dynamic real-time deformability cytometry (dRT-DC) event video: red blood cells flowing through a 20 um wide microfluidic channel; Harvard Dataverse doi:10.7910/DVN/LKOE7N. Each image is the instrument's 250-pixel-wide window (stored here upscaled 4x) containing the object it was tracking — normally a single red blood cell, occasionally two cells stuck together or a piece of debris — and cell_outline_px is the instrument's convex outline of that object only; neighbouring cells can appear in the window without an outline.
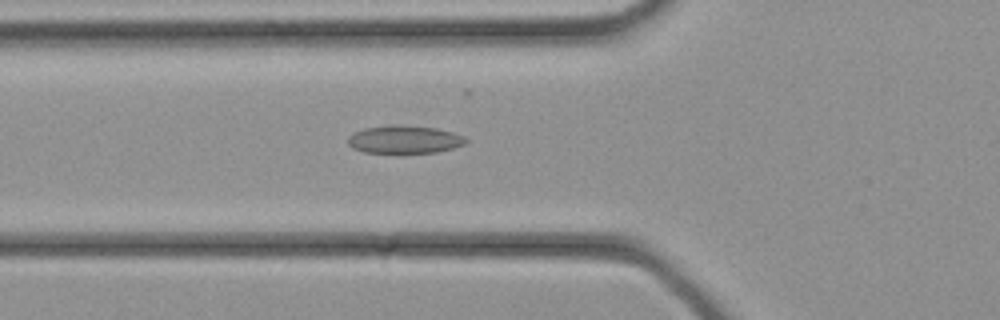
{"species": "common noctule bat (a hibernating species)", "species_latin": "Nyctalus noctula", "temperature_condition": "cold", "stored_images_in_passage": 34, "camera_frame_rate_fps": 3000, "um_per_image_px": 0.085, "animal": {"sex": "female", "body_mass_g": 21.9}, "frame": {"image": 1, "passage_image": 12, "time_ms": 3.667, "image_size_px": [1000, 320], "cell_outline_px": [[468, 140], [464, 144], [452, 148], [436, 152], [364, 152], [352, 148], [348, 144], [348, 136], [364, 128], [388, 124], [396, 124], [436, 128], [452, 132], [464, 136]], "centroid_in_image_um": [34.36, 11.83], "position_along_channel_um": 91.4, "area_um2": 19.07}}
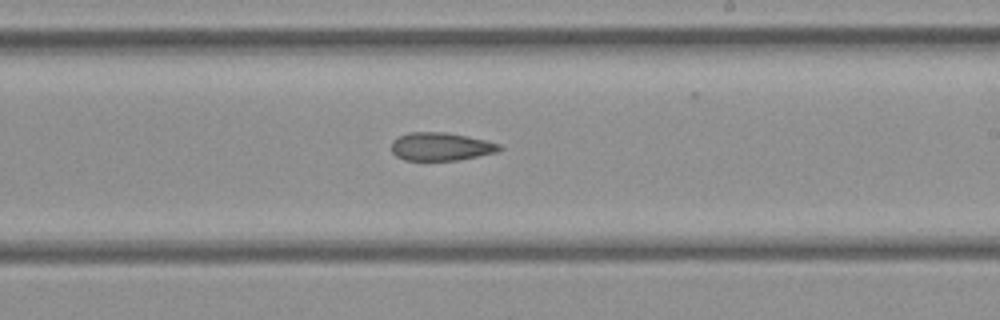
{"frame": {"image": 2, "passage_image": 20, "time_ms": 6.333, "image_size_px": [1000, 320], "cell_outline_px": [[504, 148], [496, 152], [456, 160], [404, 160], [396, 156], [392, 152], [392, 140], [408, 132], [444, 132], [484, 140], [500, 144]], "centroid_in_image_um": [37.44, 12.46], "position_along_channel_um": 251.6, "area_um2": 17.46}}
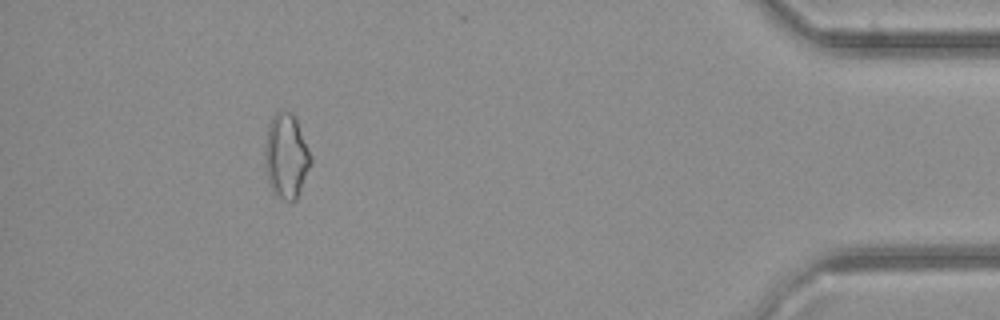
{"frame": {"image": 3, "passage_image": 31, "time_ms": 10.0, "image_size_px": [1000, 320], "cell_outline_px": [[312, 164], [296, 200], [284, 200], [276, 196], [272, 192], [268, 180], [264, 164], [264, 148], [268, 124], [272, 116], [276, 112], [288, 112], [296, 116], [312, 156]], "centroid_in_image_um": [24.33, 13.27], "position_along_channel_um": 410.9, "area_um2": 23.06}}